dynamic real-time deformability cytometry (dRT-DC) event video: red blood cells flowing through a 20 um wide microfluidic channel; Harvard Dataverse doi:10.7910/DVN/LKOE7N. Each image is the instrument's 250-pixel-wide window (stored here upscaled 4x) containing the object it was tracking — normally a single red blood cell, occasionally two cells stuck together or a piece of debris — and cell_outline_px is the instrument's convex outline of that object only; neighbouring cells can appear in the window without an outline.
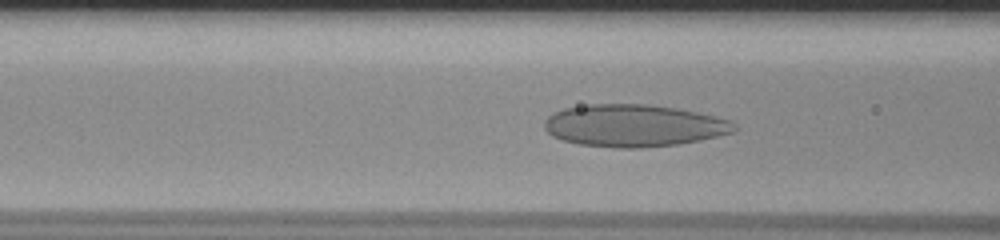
{"species": "human", "species_latin": "Homo sapiens", "temperature_condition": "room temperature", "stored_images_in_passage": 50, "camera_frame_rate_fps": 3000, "um_per_image_px": 0.085, "donor": {"sex": "male"}, "frame": {"image": 1, "passage_image": 16, "time_ms": 5.0, "image_size_px": [1000, 240], "cell_outline_px": [[736, 128], [732, 132], [700, 140], [676, 144], [640, 148], [616, 148], [580, 144], [564, 140], [552, 136], [544, 128], [544, 120], [548, 116], [564, 108], [588, 104], [648, 104], [676, 108], [716, 116], [732, 120], [736, 124]], "centroid_in_image_um": [53.87, 10.67], "position_along_channel_um": 112.7, "area_um2": 46.64}}
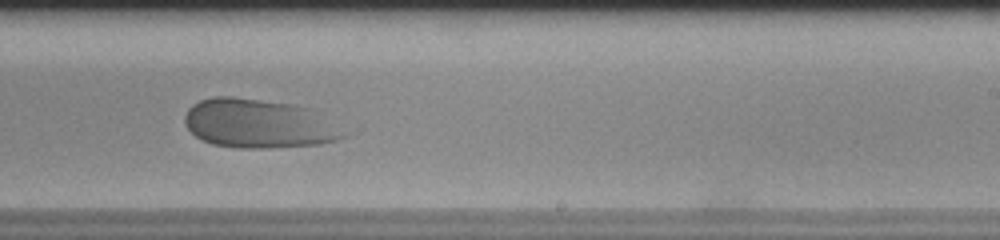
{"frame": {"image": 2, "passage_image": 29, "time_ms": 9.333, "image_size_px": [1000, 240], "cell_outline_px": [[348, 136], [336, 140], [320, 144], [268, 148], [236, 148], [212, 144], [196, 136], [188, 128], [184, 120], [184, 116], [188, 108], [192, 104], [200, 100], [212, 96], [232, 96], [292, 104], [312, 108]], "centroid_in_image_um": [21.93, 10.5], "position_along_channel_um": 267.1, "area_um2": 45.2}}
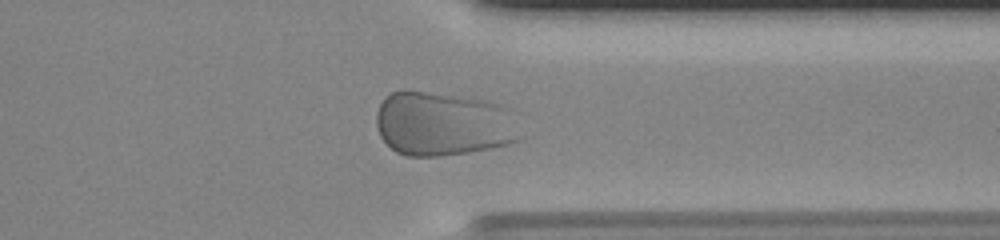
{"frame": {"image": 3, "passage_image": 38, "time_ms": 12.333, "image_size_px": [1000, 240], "cell_outline_px": [[516, 140], [508, 144], [492, 148], [468, 152], [440, 156], [404, 156], [396, 152], [380, 136], [376, 128], [376, 112], [384, 96], [392, 92], [404, 88], [472, 96], [488, 100], [500, 104], [504, 108]], "centroid_in_image_um": [37.48, 10.48], "position_along_channel_um": 373.9, "area_um2": 53.75}}